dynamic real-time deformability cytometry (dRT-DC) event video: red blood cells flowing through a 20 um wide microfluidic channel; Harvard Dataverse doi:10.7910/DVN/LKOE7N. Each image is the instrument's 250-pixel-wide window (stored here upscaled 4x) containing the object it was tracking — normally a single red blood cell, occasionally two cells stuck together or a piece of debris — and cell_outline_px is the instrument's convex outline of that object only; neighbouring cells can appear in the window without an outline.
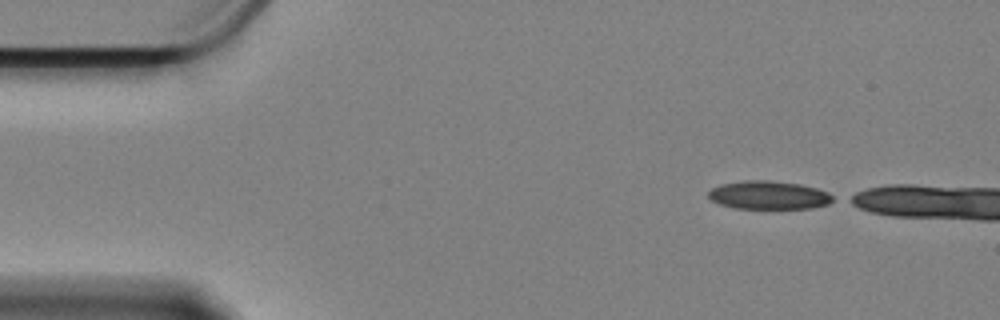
{"species": "Egyptian fruit bat (a non-hibernating species)", "species_latin": "Rousettus aegyptiacus", "temperature_condition": "cold", "stored_images_in_passage": 5, "camera_frame_rate_fps": 3000, "um_per_image_px": 0.085, "animal": {"sex": "female"}, "frame": {"image": 1, "passage_image": 1, "time_ms": 0.0, "image_size_px": [1000, 320], "cell_outline_px": [[836, 200], [828, 204], [812, 208], [736, 208], [720, 204], [712, 200], [708, 196], [708, 192], [712, 188], [720, 184], [748, 180], [768, 180], [800, 184], [816, 188], [828, 192], [836, 196]], "centroid_in_image_um": [65.39, 16.58], "position_along_channel_um": 19.6, "area_um2": 20.58}}